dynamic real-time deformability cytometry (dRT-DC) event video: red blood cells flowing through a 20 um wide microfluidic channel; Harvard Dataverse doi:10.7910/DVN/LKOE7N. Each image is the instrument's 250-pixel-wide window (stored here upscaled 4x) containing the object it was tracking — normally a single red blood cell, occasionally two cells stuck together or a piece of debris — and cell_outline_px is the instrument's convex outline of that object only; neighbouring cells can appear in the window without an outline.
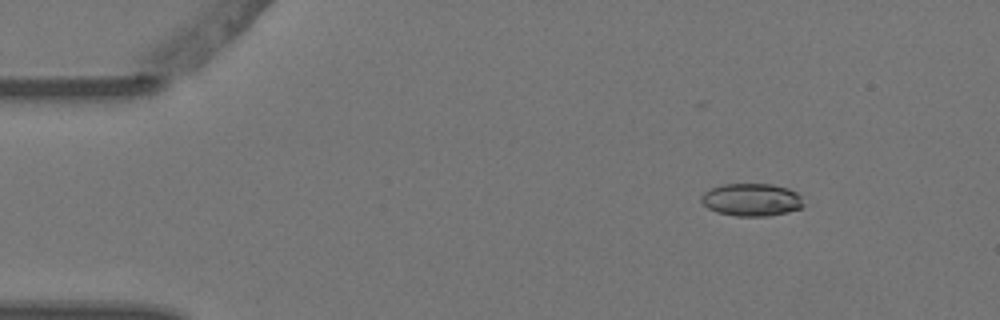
{"species": "Egyptian fruit bat (a non-hibernating species)", "species_latin": "Rousettus aegyptiacus", "temperature_condition": "warm", "stored_images_in_passage": 4, "camera_frame_rate_fps": 3000, "um_per_image_px": 0.085, "animal": {"sex": "female"}, "frame": {"image": 1, "passage_image": 2, "time_ms": 0.333, "image_size_px": [1000, 320], "cell_outline_px": [[804, 204], [800, 208], [788, 212], [768, 216], [736, 216], [716, 212], [708, 208], [700, 200], [700, 196], [704, 192], [720, 184], [772, 184], [788, 188], [796, 192], [800, 196]], "centroid_in_image_um": [63.87, 16.98], "position_along_channel_um": 21.1, "area_um2": 19.54}}